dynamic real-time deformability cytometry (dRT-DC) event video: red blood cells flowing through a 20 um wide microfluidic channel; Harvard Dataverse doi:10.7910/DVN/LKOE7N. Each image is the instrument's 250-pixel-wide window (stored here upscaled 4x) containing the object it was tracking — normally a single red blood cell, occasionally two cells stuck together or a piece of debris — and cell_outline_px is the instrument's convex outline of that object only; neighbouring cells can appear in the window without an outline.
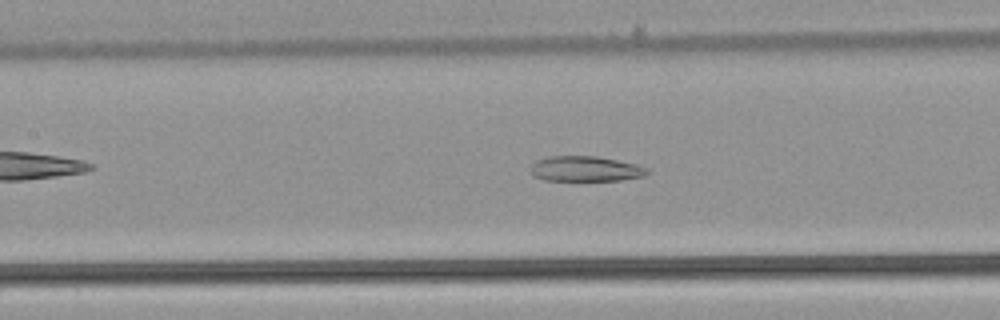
{"species": "common noctule bat (a hibernating species)", "species_latin": "Nyctalus noctula", "temperature_condition": "warm", "stored_images_in_passage": 31, "camera_frame_rate_fps": 3000, "um_per_image_px": 0.085, "animal": {"sex": "male", "body_mass_g": 21.5, "forearm_length_mm": 52.0}, "frame": {"image": 1, "passage_image": 9, "time_ms": 2.667, "image_size_px": [1000, 320], "cell_outline_px": [[648, 172], [644, 176], [620, 180], [544, 180], [532, 176], [528, 168], [536, 160], [548, 156], [596, 156], [636, 164], [648, 168]], "centroid_in_image_um": [49.7, 14.35], "position_along_channel_um": 157.7, "area_um2": 17.22}}
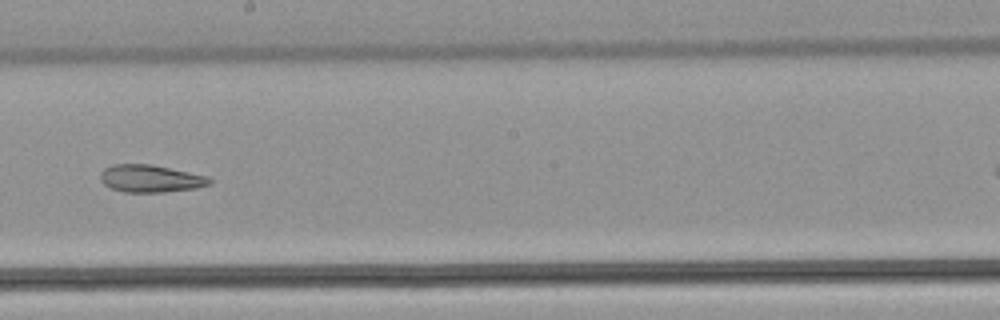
{"frame": {"image": 2, "passage_image": 15, "time_ms": 4.667, "image_size_px": [1000, 320], "cell_outline_px": [[212, 184], [196, 188], [164, 192], [124, 192], [112, 188], [104, 184], [100, 180], [100, 172], [104, 168], [112, 164], [148, 164], [208, 176], [212, 180]], "centroid_in_image_um": [12.78, 15.18], "position_along_channel_um": 235.4, "area_um2": 17.4}}
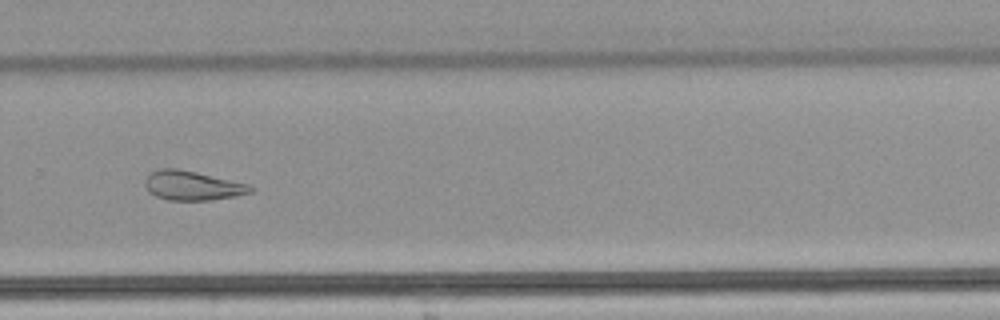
{"frame": {"image": 3, "passage_image": 21, "time_ms": 6.667, "image_size_px": [1000, 320], "cell_outline_px": [[252, 192], [236, 196], [208, 200], [168, 200], [156, 196], [148, 192], [144, 184], [144, 180], [152, 172], [160, 168], [176, 168], [196, 172], [248, 184], [252, 188]], "centroid_in_image_um": [16.31, 15.78], "position_along_channel_um": 313.5, "area_um2": 17.86}, "authors_computed_cell_mechanics": {"area_um2": 17.9758, "velocity_mm_per_s": 3.9101, "shape_relaxation_time_tau1_ms": null, "shape_relaxation_time_tau2_ms": 5.5603, "deformation_change_tau1": null, "deformation_change_tau2": 0.1421}}